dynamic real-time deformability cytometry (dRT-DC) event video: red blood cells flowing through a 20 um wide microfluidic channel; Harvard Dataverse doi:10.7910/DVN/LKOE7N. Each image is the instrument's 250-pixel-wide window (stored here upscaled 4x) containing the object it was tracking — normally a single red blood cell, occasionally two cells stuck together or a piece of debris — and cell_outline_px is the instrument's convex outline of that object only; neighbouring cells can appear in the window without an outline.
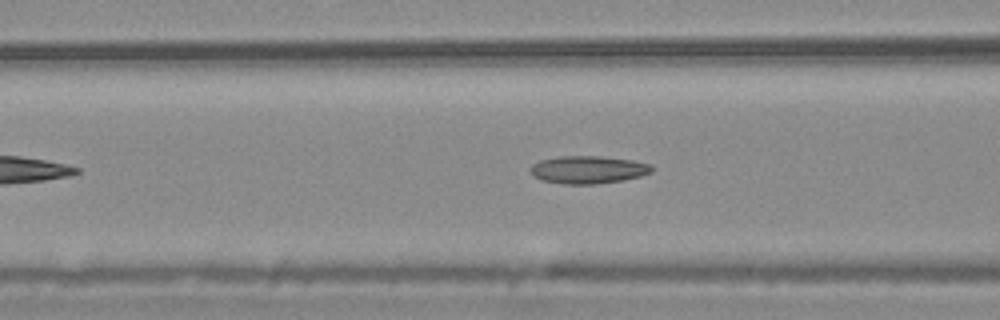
{"species": "common noctule bat (a hibernating species)", "species_latin": "Nyctalus noctula", "temperature_condition": "warm", "stored_images_in_passage": 46, "camera_frame_rate_fps": 3000, "um_per_image_px": 0.085, "animal": {"sex": "male", "body_mass_g": 20.4}, "frame": {"image": 1, "passage_image": 13, "time_ms": 4.0, "image_size_px": [1000, 320], "cell_outline_px": [[652, 172], [640, 176], [624, 180], [596, 184], [564, 184], [540, 180], [532, 176], [532, 164], [540, 160], [560, 156], [600, 156], [632, 160], [652, 164]], "centroid_in_image_um": [50.0, 14.42], "position_along_channel_um": 116.6, "area_um2": 19.65}}
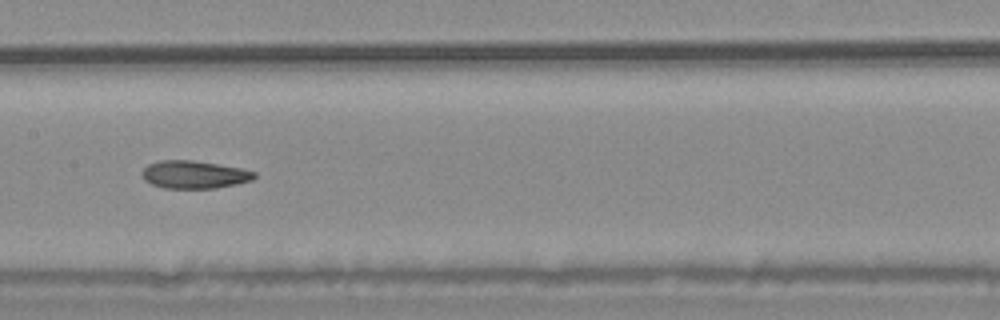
{"frame": {"image": 2, "passage_image": 19, "time_ms": 6.0, "image_size_px": [1000, 320], "cell_outline_px": [[256, 176], [252, 180], [236, 184], [216, 188], [164, 188], [152, 184], [144, 180], [144, 168], [148, 164], [160, 160], [192, 160], [244, 168], [256, 172]], "centroid_in_image_um": [16.55, 14.83], "position_along_channel_um": 190.8, "area_um2": 18.15}}
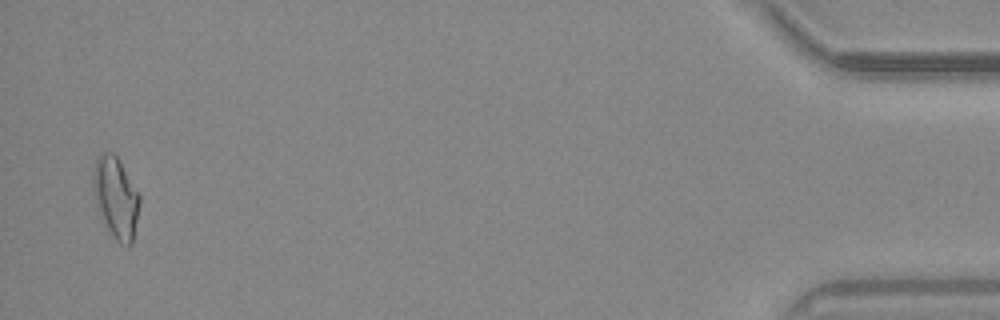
{"frame": {"image": 3, "passage_image": 45, "time_ms": 14.667, "image_size_px": [1000, 320], "cell_outline_px": [[140, 204], [132, 244], [128, 248], [120, 244], [112, 236], [96, 204], [92, 180], [92, 176], [96, 156], [104, 152], [112, 152], [116, 156], [140, 196]], "centroid_in_image_um": [9.85, 16.81], "position_along_channel_um": 425.4, "area_um2": 21.68}, "authors_computed_cell_mechanics": {"area_um2": 18.785, "velocity_mm_per_s": 3.7098, "shape_relaxation_time_tau1_ms": 6.7868, "shape_relaxation_time_tau2_ms": 3.358, "deformation_change_tau1": 0.1698, "deformation_change_tau2": 0.1012}}